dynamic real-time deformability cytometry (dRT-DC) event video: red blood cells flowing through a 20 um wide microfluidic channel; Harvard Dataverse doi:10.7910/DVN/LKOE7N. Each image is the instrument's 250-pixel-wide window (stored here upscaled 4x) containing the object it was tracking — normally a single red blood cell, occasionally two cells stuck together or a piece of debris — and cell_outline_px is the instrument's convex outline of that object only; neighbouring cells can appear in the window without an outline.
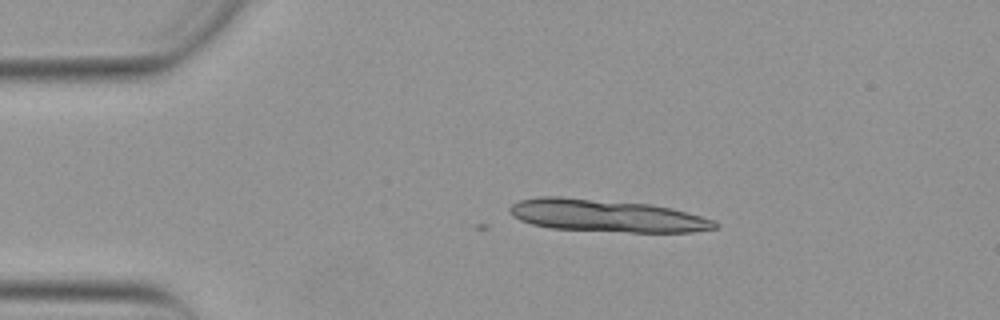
{"species": "Egyptian fruit bat (a non-hibernating species)", "species_latin": "Rousettus aegyptiacus", "temperature_condition": "warm", "stored_images_in_passage": 2, "camera_frame_rate_fps": 3000, "um_per_image_px": 0.085, "animal": {"sex": "female"}, "frame": {"image": 1, "passage_image": 2, "time_ms": 0.333, "image_size_px": [1000, 320], "cell_outline_px": [[720, 224], [716, 228], [692, 232], [628, 232], [552, 228], [532, 224], [520, 220], [512, 216], [508, 208], [512, 204], [520, 200], [540, 196], [560, 196], [652, 204], [672, 208], [688, 212], [712, 220]], "centroid_in_image_um": [51.55, 18.32], "position_along_channel_um": 33.5, "area_um2": 38.78}}